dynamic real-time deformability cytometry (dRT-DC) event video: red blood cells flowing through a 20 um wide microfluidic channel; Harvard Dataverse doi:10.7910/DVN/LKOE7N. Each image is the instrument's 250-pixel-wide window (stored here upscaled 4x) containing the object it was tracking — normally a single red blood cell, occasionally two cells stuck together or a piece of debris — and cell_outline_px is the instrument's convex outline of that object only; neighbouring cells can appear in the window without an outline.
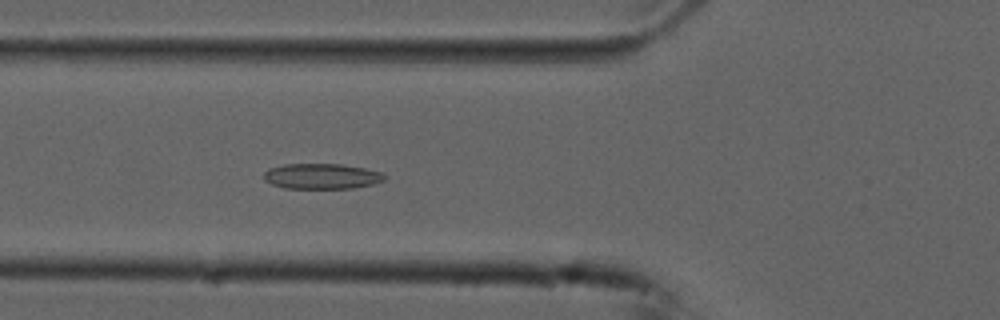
{"species": "common noctule bat (a hibernating species)", "species_latin": "Nyctalus noctula", "temperature_condition": "cold", "stored_images_in_passage": 55, "camera_frame_rate_fps": 3000, "um_per_image_px": 0.085, "animal": {"sex": "male", "forearm_length_mm": 52.5}, "frame": {"image": 1, "passage_image": 20, "time_ms": 6.333, "image_size_px": [1000, 320], "cell_outline_px": [[384, 180], [372, 184], [352, 188], [284, 188], [272, 184], [264, 180], [264, 172], [268, 168], [284, 164], [340, 164], [364, 168], [380, 172], [384, 176]], "centroid_in_image_um": [27.29, 14.98], "position_along_channel_um": 98.5, "area_um2": 17.74}}
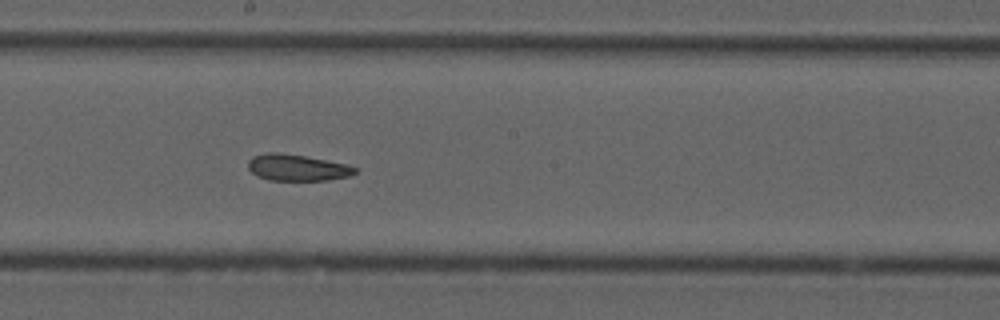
{"frame": {"image": 2, "passage_image": 30, "time_ms": 9.667, "image_size_px": [1000, 320], "cell_outline_px": [[360, 168], [356, 172], [348, 176], [328, 180], [268, 180], [256, 176], [248, 168], [248, 160], [252, 156], [264, 152], [280, 152], [304, 156], [344, 164]], "centroid_in_image_um": [25.21, 14.24], "position_along_channel_um": 223.0, "area_um2": 16.47}}
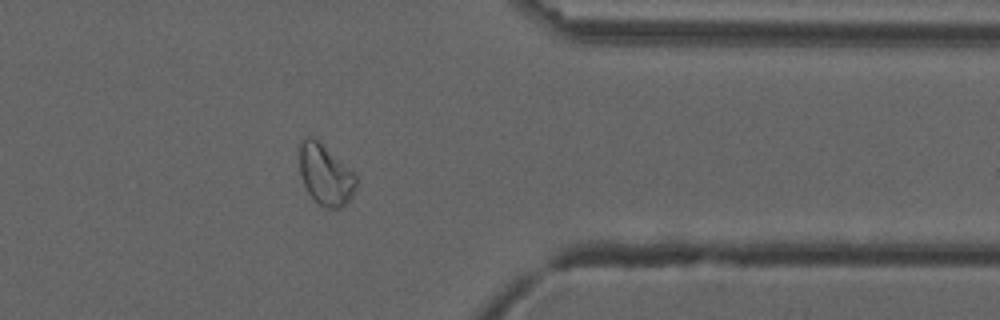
{"frame": {"image": 3, "passage_image": 44, "time_ms": 14.333, "image_size_px": [1000, 320], "cell_outline_px": [[356, 188], [352, 196], [340, 208], [324, 208], [308, 192], [304, 184], [300, 172], [300, 144], [308, 136], [312, 136], [356, 172]], "centroid_in_image_um": [27.69, 14.85], "position_along_channel_um": 383.7, "area_um2": 19.83}, "authors_computed_cell_mechanics": {"area_um2": 19.5364, "velocity_mm_per_s": 3.7289, "shape_relaxation_time_tau1_ms": 8.8821, "shape_relaxation_time_tau2_ms": 6.6896, "deformation_change_tau1": 0.1429, "deformation_change_tau2": 0.1501}}